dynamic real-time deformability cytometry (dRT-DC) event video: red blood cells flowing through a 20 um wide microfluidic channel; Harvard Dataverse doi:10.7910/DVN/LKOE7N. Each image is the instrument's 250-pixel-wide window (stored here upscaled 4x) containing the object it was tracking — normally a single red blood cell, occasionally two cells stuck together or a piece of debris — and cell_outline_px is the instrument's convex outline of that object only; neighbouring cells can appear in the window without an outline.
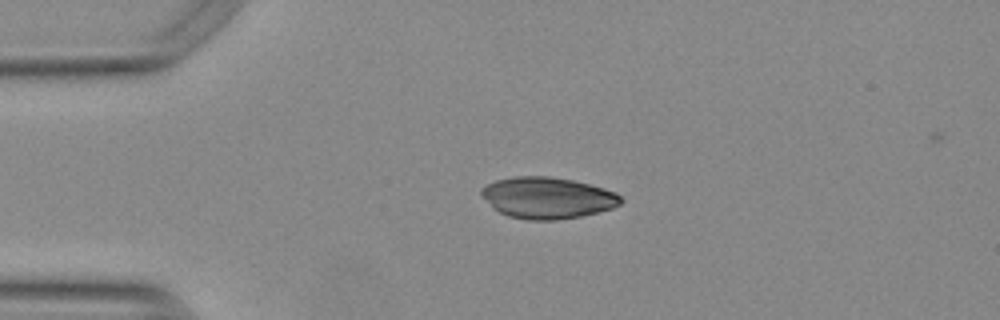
{"species": "Egyptian fruit bat (a non-hibernating species)", "species_latin": "Rousettus aegyptiacus", "temperature_condition": "warm", "stored_images_in_passage": 42, "camera_frame_rate_fps": 3000, "um_per_image_px": 0.085, "animal": {"sex": "female"}, "frame": {"image": 1, "passage_image": 1, "time_ms": 0.0, "image_size_px": [1000, 320], "cell_outline_px": [[624, 200], [620, 204], [612, 208], [580, 216], [556, 220], [528, 220], [508, 216], [492, 208], [480, 192], [480, 188], [496, 180], [512, 176], [552, 176], [572, 180], [604, 188], [616, 192]], "centroid_in_image_um": [46.52, 16.81], "position_along_channel_um": 38.5, "area_um2": 33.64}}
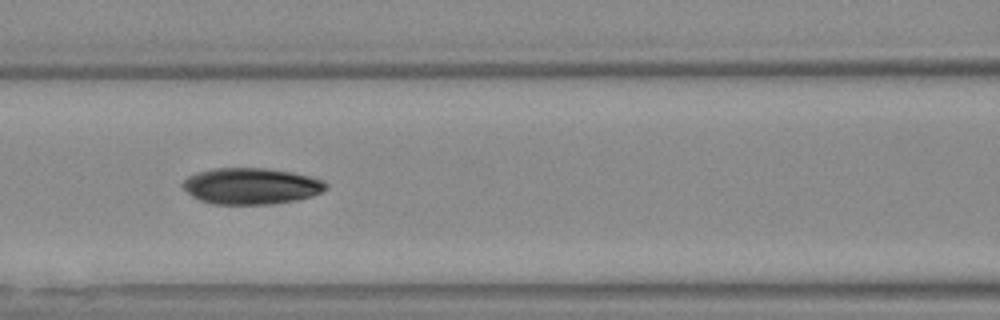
{"frame": {"image": 2, "passage_image": 12, "time_ms": 3.667, "image_size_px": [1000, 320], "cell_outline_px": [[328, 188], [312, 196], [296, 200], [272, 204], [212, 204], [200, 200], [192, 196], [180, 184], [188, 176], [196, 172], [212, 168], [268, 168], [292, 172], [324, 180], [328, 184]], "centroid_in_image_um": [21.34, 15.81], "position_along_channel_um": 145.3, "area_um2": 30.46}}
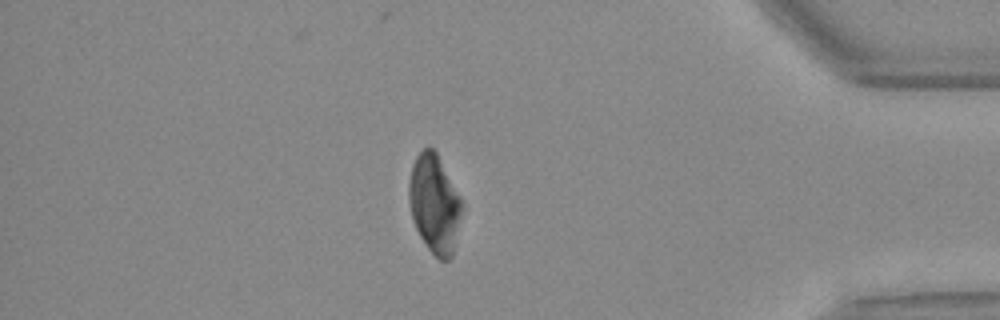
{"frame": {"image": 3, "passage_image": 35, "time_ms": 11.333, "image_size_px": [1000, 320], "cell_outline_px": [[464, 204], [452, 256], [448, 260], [440, 260], [428, 248], [420, 236], [416, 228], [412, 216], [408, 200], [408, 184], [412, 164], [416, 156], [428, 144], [436, 152], [460, 196]], "centroid_in_image_um": [36.93, 17.31], "position_along_channel_um": 398.3, "area_um2": 30.4}}